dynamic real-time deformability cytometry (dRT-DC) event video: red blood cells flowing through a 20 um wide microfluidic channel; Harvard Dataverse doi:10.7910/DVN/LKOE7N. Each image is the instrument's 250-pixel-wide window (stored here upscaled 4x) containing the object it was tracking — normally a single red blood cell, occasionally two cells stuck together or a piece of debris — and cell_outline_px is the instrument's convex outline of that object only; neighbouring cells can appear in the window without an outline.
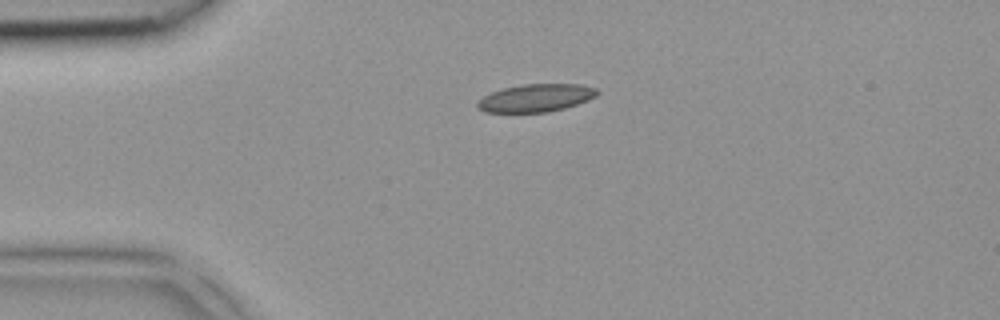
{"species": "common noctule bat (a hibernating species)", "species_latin": "Nyctalus noctula", "temperature_condition": "room temperature", "stored_images_in_passage": 3, "camera_frame_rate_fps": 3000, "um_per_image_px": 0.085, "animal": {"sex": "female", "body_mass_g": 18.4}, "frame": {"image": 1, "passage_image": 1, "time_ms": 0.0, "image_size_px": [1000, 320], "cell_outline_px": [[600, 92], [596, 96], [588, 100], [564, 108], [548, 112], [484, 112], [476, 104], [484, 96], [492, 92], [504, 88], [524, 84], [580, 84], [596, 88]], "centroid_in_image_um": [45.59, 8.32], "position_along_channel_um": 39.4, "area_um2": 19.19}}